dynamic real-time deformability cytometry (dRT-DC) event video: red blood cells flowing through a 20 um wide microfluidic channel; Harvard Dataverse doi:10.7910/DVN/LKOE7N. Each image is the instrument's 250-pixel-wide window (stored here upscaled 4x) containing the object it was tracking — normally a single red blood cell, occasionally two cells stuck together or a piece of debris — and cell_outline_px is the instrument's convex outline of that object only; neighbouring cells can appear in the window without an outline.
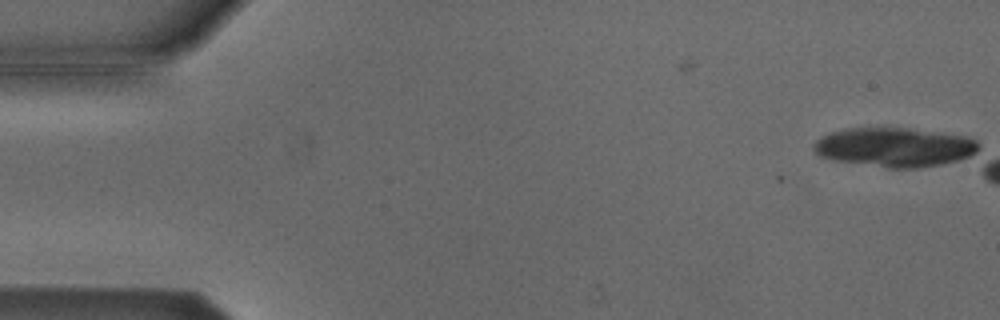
{"species": "Egyptian fruit bat (a non-hibernating species)", "species_latin": "Rousettus aegyptiacus", "temperature_condition": "cold", "stored_images_in_passage": 3, "camera_frame_rate_fps": 3000, "um_per_image_px": 0.085, "animal": {"sex": "male"}, "frame": {"image": 1, "passage_image": 1, "time_ms": 0.0, "image_size_px": [1000, 320], "cell_outline_px": [[980, 144], [976, 156], [940, 164], [916, 168], [888, 168], [832, 160], [820, 156], [816, 152], [812, 144], [816, 140], [832, 132], [848, 128], [908, 128], [968, 136], [976, 140]], "centroid_in_image_um": [76.09, 12.52], "position_along_channel_um": 8.9, "area_um2": 37.86}}